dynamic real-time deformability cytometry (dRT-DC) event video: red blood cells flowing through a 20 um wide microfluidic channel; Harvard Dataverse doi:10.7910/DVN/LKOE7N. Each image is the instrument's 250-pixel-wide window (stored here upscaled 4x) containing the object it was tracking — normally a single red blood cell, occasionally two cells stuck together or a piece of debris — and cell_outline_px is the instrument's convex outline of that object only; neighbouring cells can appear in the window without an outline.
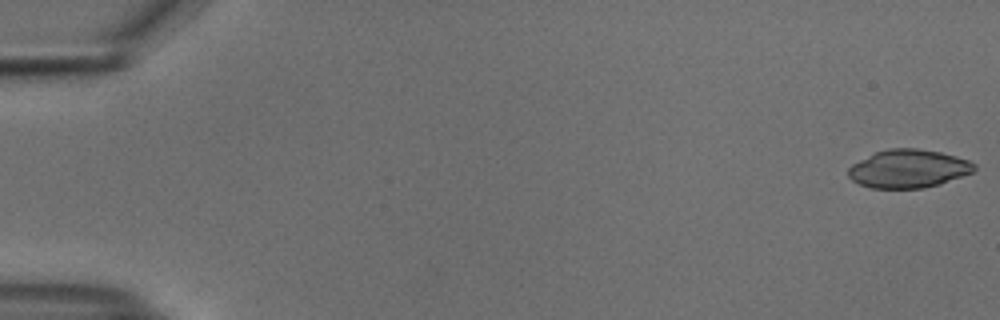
{"species": "common noctule bat (a hibernating species)", "species_latin": "Nyctalus noctula", "temperature_condition": "cold", "stored_images_in_passage": 54, "camera_frame_rate_fps": 3000, "um_per_image_px": 0.085, "animal": {"sex": "male", "body_mass_g": 18.8}, "frame": {"image": 1, "passage_image": 1, "time_ms": 0.0, "image_size_px": [1000, 320], "cell_outline_px": [[976, 168], [972, 172], [940, 184], [924, 188], [872, 188], [860, 184], [852, 180], [848, 176], [848, 168], [852, 164], [876, 152], [888, 148], [916, 148], [940, 152], [956, 156], [968, 160], [976, 164]], "centroid_in_image_um": [77.21, 14.34], "position_along_channel_um": 7.8, "area_um2": 27.98}}
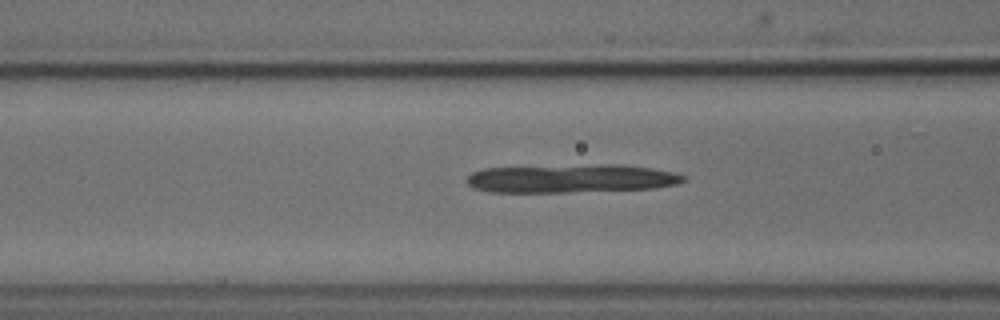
{"frame": {"image": 2, "passage_image": 22, "time_ms": 7.0, "image_size_px": [1000, 320], "cell_outline_px": [[688, 180], [676, 184], [652, 188], [568, 192], [488, 192], [476, 188], [468, 184], [468, 176], [472, 172], [484, 168], [604, 164], [620, 164], [652, 168], [676, 172], [684, 176]], "centroid_in_image_um": [48.59, 15.17], "position_along_channel_um": 118.0, "area_um2": 35.84}}
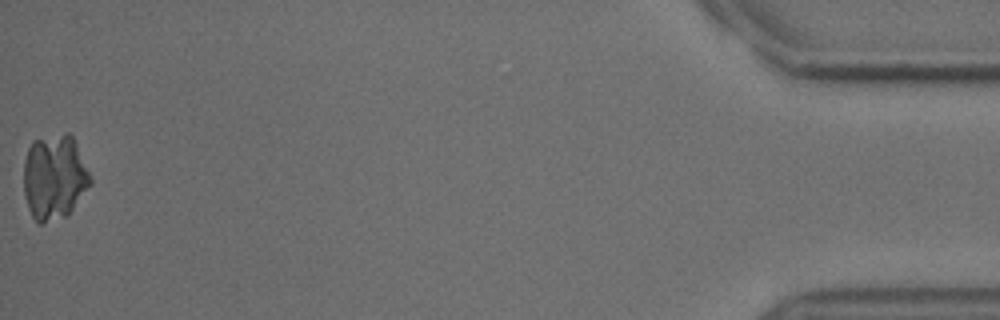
{"frame": {"image": 3, "passage_image": 54, "time_ms": 17.667, "image_size_px": [1000, 320], "cell_outline_px": [[92, 184], [68, 216], [40, 224], [36, 224], [28, 208], [24, 196], [24, 160], [28, 148], [32, 140], [64, 132], [68, 132], [72, 136], [76, 144], [92, 180]], "centroid_in_image_um": [4.61, 15.08], "position_along_channel_um": 430.6, "area_um2": 33.47}}